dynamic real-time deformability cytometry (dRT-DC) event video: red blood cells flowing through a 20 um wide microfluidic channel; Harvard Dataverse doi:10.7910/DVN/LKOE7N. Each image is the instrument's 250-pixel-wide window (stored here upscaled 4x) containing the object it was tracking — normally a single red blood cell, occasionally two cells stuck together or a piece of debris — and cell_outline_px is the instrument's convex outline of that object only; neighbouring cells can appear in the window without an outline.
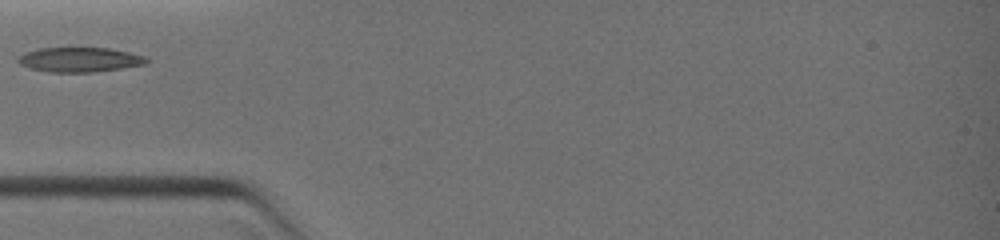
{"species": "common noctule bat (a hibernating species)", "species_latin": "Nyctalus noctula", "temperature_condition": "warm", "stored_images_in_passage": 20, "camera_frame_rate_fps": 3000, "um_per_image_px": 0.085, "animal": {"sex": "female", "body_mass_g": 19.0, "forearm_length_mm": 51.5}, "frame": {"image": 1, "passage_image": 1, "time_ms": 0.0, "image_size_px": [1000, 240], "cell_outline_px": [[148, 60], [144, 64], [120, 68], [92, 72], [48, 72], [28, 68], [20, 64], [16, 60], [24, 52], [36, 48], [112, 48], [144, 56]], "centroid_in_image_um": [6.7, 5.06], "position_along_channel_um": 78.3, "area_um2": 18.38}}
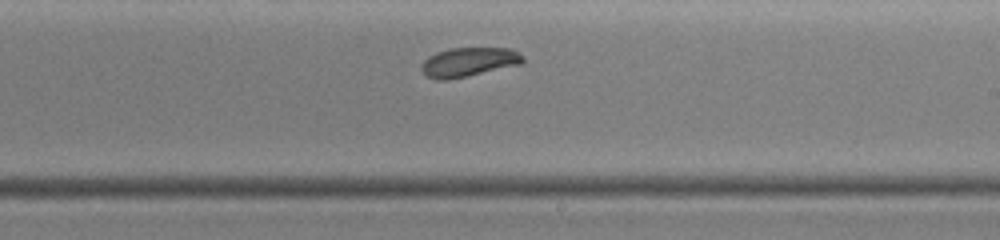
{"frame": {"image": 2, "passage_image": 9, "time_ms": 3.667, "image_size_px": [1000, 240], "cell_outline_px": [[524, 64], [468, 76], [448, 80], [436, 80], [428, 76], [420, 68], [424, 60], [428, 56], [436, 52], [448, 48], [512, 48], [520, 52], [524, 56]], "centroid_in_image_um": [39.89, 5.27], "position_along_channel_um": 249.1, "area_um2": 17.57}}
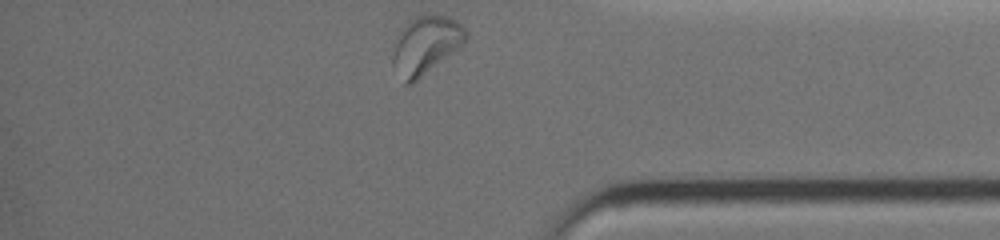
{"frame": {"image": 3, "passage_image": 20, "time_ms": 7.0, "image_size_px": [1000, 240], "cell_outline_px": [[468, 40], [412, 84], [404, 84], [392, 64], [392, 56], [396, 36], [400, 28], [412, 16], [428, 12], [444, 16], [456, 20], [468, 32]], "centroid_in_image_um": [36.16, 3.78], "position_along_channel_um": 399.0, "area_um2": 25.14}}